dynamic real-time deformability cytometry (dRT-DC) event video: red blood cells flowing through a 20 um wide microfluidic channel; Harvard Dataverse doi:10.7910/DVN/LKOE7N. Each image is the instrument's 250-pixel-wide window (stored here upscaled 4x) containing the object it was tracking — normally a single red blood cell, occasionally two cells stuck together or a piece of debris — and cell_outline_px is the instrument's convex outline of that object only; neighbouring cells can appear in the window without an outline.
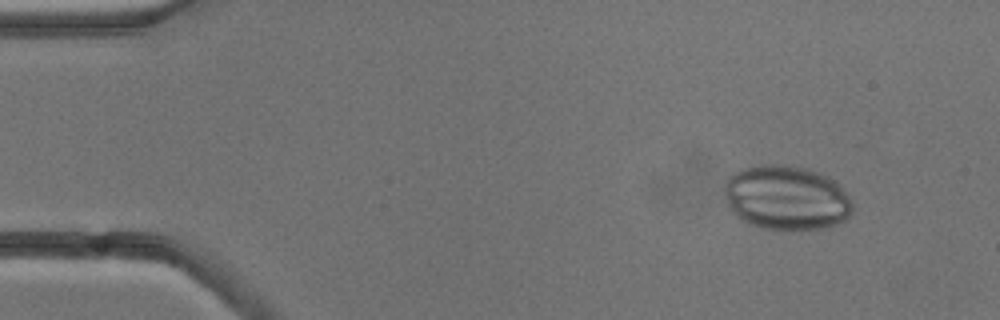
{"species": "common noctule bat (a hibernating species)", "species_latin": "Nyctalus noctula", "temperature_condition": "cold", "stored_images_in_passage": 4, "camera_frame_rate_fps": 3000, "um_per_image_px": 0.085, "animal": {"sex": "male", "body_mass_g": 13.3}, "frame": {"image": 1, "passage_image": 2, "time_ms": 1.333, "image_size_px": [1000, 320], "cell_outline_px": [[852, 212], [844, 220], [836, 224], [824, 228], [764, 228], [748, 224], [740, 220], [732, 212], [724, 196], [724, 184], [728, 176], [740, 168], [764, 164], [784, 164], [808, 168], [828, 176], [836, 180], [840, 184], [852, 200]], "centroid_in_image_um": [66.83, 16.77], "position_along_channel_um": 18.2, "area_um2": 48.55}}